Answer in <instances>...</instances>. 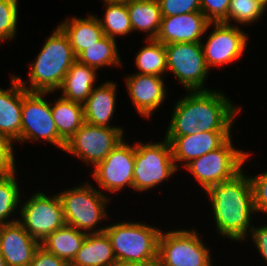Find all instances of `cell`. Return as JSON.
Instances as JSON below:
<instances>
[{
	"label": "cell",
	"mask_w": 267,
	"mask_h": 266,
	"mask_svg": "<svg viewBox=\"0 0 267 266\" xmlns=\"http://www.w3.org/2000/svg\"><path fill=\"white\" fill-rule=\"evenodd\" d=\"M241 108L233 105L225 94L214 90L190 91L178 99L166 136L194 135L207 131H231Z\"/></svg>",
	"instance_id": "1"
},
{
	"label": "cell",
	"mask_w": 267,
	"mask_h": 266,
	"mask_svg": "<svg viewBox=\"0 0 267 266\" xmlns=\"http://www.w3.org/2000/svg\"><path fill=\"white\" fill-rule=\"evenodd\" d=\"M206 194L220 235L237 242L244 240L252 230L251 215L256 212L250 178L242 170L234 178L211 186Z\"/></svg>",
	"instance_id": "2"
},
{
	"label": "cell",
	"mask_w": 267,
	"mask_h": 266,
	"mask_svg": "<svg viewBox=\"0 0 267 266\" xmlns=\"http://www.w3.org/2000/svg\"><path fill=\"white\" fill-rule=\"evenodd\" d=\"M77 60L68 36L57 26L45 41L36 61L30 62L29 81L18 77L28 92H55L72 64ZM28 86V87H27Z\"/></svg>",
	"instance_id": "3"
},
{
	"label": "cell",
	"mask_w": 267,
	"mask_h": 266,
	"mask_svg": "<svg viewBox=\"0 0 267 266\" xmlns=\"http://www.w3.org/2000/svg\"><path fill=\"white\" fill-rule=\"evenodd\" d=\"M117 262L157 265L161 230L138 222L105 227Z\"/></svg>",
	"instance_id": "4"
},
{
	"label": "cell",
	"mask_w": 267,
	"mask_h": 266,
	"mask_svg": "<svg viewBox=\"0 0 267 266\" xmlns=\"http://www.w3.org/2000/svg\"><path fill=\"white\" fill-rule=\"evenodd\" d=\"M58 195L62 203L66 225L86 234L105 231V227L95 230L96 225L108 217L105 206L109 199L101 190L95 189L91 183H84L82 186L66 189Z\"/></svg>",
	"instance_id": "5"
},
{
	"label": "cell",
	"mask_w": 267,
	"mask_h": 266,
	"mask_svg": "<svg viewBox=\"0 0 267 266\" xmlns=\"http://www.w3.org/2000/svg\"><path fill=\"white\" fill-rule=\"evenodd\" d=\"M249 154L233 147L231 137L219 148L195 158L185 165L207 191L211 186L234 178L242 171Z\"/></svg>",
	"instance_id": "6"
},
{
	"label": "cell",
	"mask_w": 267,
	"mask_h": 266,
	"mask_svg": "<svg viewBox=\"0 0 267 266\" xmlns=\"http://www.w3.org/2000/svg\"><path fill=\"white\" fill-rule=\"evenodd\" d=\"M178 172L175 166L170 143H135L133 189L147 191L166 181Z\"/></svg>",
	"instance_id": "7"
},
{
	"label": "cell",
	"mask_w": 267,
	"mask_h": 266,
	"mask_svg": "<svg viewBox=\"0 0 267 266\" xmlns=\"http://www.w3.org/2000/svg\"><path fill=\"white\" fill-rule=\"evenodd\" d=\"M204 245L196 229L161 231L157 266H212L211 249Z\"/></svg>",
	"instance_id": "8"
},
{
	"label": "cell",
	"mask_w": 267,
	"mask_h": 266,
	"mask_svg": "<svg viewBox=\"0 0 267 266\" xmlns=\"http://www.w3.org/2000/svg\"><path fill=\"white\" fill-rule=\"evenodd\" d=\"M46 94L51 92H27L23 96L21 137L18 141L44 139L64 151L66 142L58 134L51 103L43 98Z\"/></svg>",
	"instance_id": "9"
},
{
	"label": "cell",
	"mask_w": 267,
	"mask_h": 266,
	"mask_svg": "<svg viewBox=\"0 0 267 266\" xmlns=\"http://www.w3.org/2000/svg\"><path fill=\"white\" fill-rule=\"evenodd\" d=\"M21 205V219H18V222L40 243L48 235L66 225L58 194L49 197L43 192H36Z\"/></svg>",
	"instance_id": "10"
},
{
	"label": "cell",
	"mask_w": 267,
	"mask_h": 266,
	"mask_svg": "<svg viewBox=\"0 0 267 266\" xmlns=\"http://www.w3.org/2000/svg\"><path fill=\"white\" fill-rule=\"evenodd\" d=\"M167 69L186 91L204 89L210 70L206 64L201 42L166 44Z\"/></svg>",
	"instance_id": "11"
},
{
	"label": "cell",
	"mask_w": 267,
	"mask_h": 266,
	"mask_svg": "<svg viewBox=\"0 0 267 266\" xmlns=\"http://www.w3.org/2000/svg\"><path fill=\"white\" fill-rule=\"evenodd\" d=\"M123 135L122 128H108L85 122L66 142L64 151L95 167L122 142Z\"/></svg>",
	"instance_id": "12"
},
{
	"label": "cell",
	"mask_w": 267,
	"mask_h": 266,
	"mask_svg": "<svg viewBox=\"0 0 267 266\" xmlns=\"http://www.w3.org/2000/svg\"><path fill=\"white\" fill-rule=\"evenodd\" d=\"M135 145L122 140L92 172L99 187L114 193L123 190L126 185L133 188Z\"/></svg>",
	"instance_id": "13"
},
{
	"label": "cell",
	"mask_w": 267,
	"mask_h": 266,
	"mask_svg": "<svg viewBox=\"0 0 267 266\" xmlns=\"http://www.w3.org/2000/svg\"><path fill=\"white\" fill-rule=\"evenodd\" d=\"M214 30L208 35L206 43L201 42L208 68L223 66L243 56L248 36L237 26L222 22L213 23Z\"/></svg>",
	"instance_id": "14"
},
{
	"label": "cell",
	"mask_w": 267,
	"mask_h": 266,
	"mask_svg": "<svg viewBox=\"0 0 267 266\" xmlns=\"http://www.w3.org/2000/svg\"><path fill=\"white\" fill-rule=\"evenodd\" d=\"M212 24L202 12L162 17L155 39L164 45L201 42V37Z\"/></svg>",
	"instance_id": "15"
},
{
	"label": "cell",
	"mask_w": 267,
	"mask_h": 266,
	"mask_svg": "<svg viewBox=\"0 0 267 266\" xmlns=\"http://www.w3.org/2000/svg\"><path fill=\"white\" fill-rule=\"evenodd\" d=\"M231 131H207L199 132L194 135L184 136H165L170 143L172 156L176 168L180 161L183 166L195 158L221 147L230 137Z\"/></svg>",
	"instance_id": "16"
},
{
	"label": "cell",
	"mask_w": 267,
	"mask_h": 266,
	"mask_svg": "<svg viewBox=\"0 0 267 266\" xmlns=\"http://www.w3.org/2000/svg\"><path fill=\"white\" fill-rule=\"evenodd\" d=\"M39 246L18 221L0 225V251L6 266H28Z\"/></svg>",
	"instance_id": "17"
},
{
	"label": "cell",
	"mask_w": 267,
	"mask_h": 266,
	"mask_svg": "<svg viewBox=\"0 0 267 266\" xmlns=\"http://www.w3.org/2000/svg\"><path fill=\"white\" fill-rule=\"evenodd\" d=\"M164 77L158 75L133 74L125 79L127 91L134 107L144 118H150L166 97Z\"/></svg>",
	"instance_id": "18"
},
{
	"label": "cell",
	"mask_w": 267,
	"mask_h": 266,
	"mask_svg": "<svg viewBox=\"0 0 267 266\" xmlns=\"http://www.w3.org/2000/svg\"><path fill=\"white\" fill-rule=\"evenodd\" d=\"M12 86L0 88V135L11 143L21 137L23 96L28 92L18 78L11 76Z\"/></svg>",
	"instance_id": "19"
},
{
	"label": "cell",
	"mask_w": 267,
	"mask_h": 266,
	"mask_svg": "<svg viewBox=\"0 0 267 266\" xmlns=\"http://www.w3.org/2000/svg\"><path fill=\"white\" fill-rule=\"evenodd\" d=\"M116 86V83L106 81L101 86L93 88L83 103L86 123L108 128H120L108 124L116 107Z\"/></svg>",
	"instance_id": "20"
},
{
	"label": "cell",
	"mask_w": 267,
	"mask_h": 266,
	"mask_svg": "<svg viewBox=\"0 0 267 266\" xmlns=\"http://www.w3.org/2000/svg\"><path fill=\"white\" fill-rule=\"evenodd\" d=\"M58 26L68 36L76 57L105 36L97 16L93 14L88 18H68Z\"/></svg>",
	"instance_id": "21"
},
{
	"label": "cell",
	"mask_w": 267,
	"mask_h": 266,
	"mask_svg": "<svg viewBox=\"0 0 267 266\" xmlns=\"http://www.w3.org/2000/svg\"><path fill=\"white\" fill-rule=\"evenodd\" d=\"M117 263L110 239L105 232L87 234L70 266H113Z\"/></svg>",
	"instance_id": "22"
},
{
	"label": "cell",
	"mask_w": 267,
	"mask_h": 266,
	"mask_svg": "<svg viewBox=\"0 0 267 266\" xmlns=\"http://www.w3.org/2000/svg\"><path fill=\"white\" fill-rule=\"evenodd\" d=\"M96 69L76 60L58 88L62 98L83 104L94 88Z\"/></svg>",
	"instance_id": "23"
},
{
	"label": "cell",
	"mask_w": 267,
	"mask_h": 266,
	"mask_svg": "<svg viewBox=\"0 0 267 266\" xmlns=\"http://www.w3.org/2000/svg\"><path fill=\"white\" fill-rule=\"evenodd\" d=\"M133 31L148 33L147 39H155L161 26V11L158 0H126Z\"/></svg>",
	"instance_id": "24"
},
{
	"label": "cell",
	"mask_w": 267,
	"mask_h": 266,
	"mask_svg": "<svg viewBox=\"0 0 267 266\" xmlns=\"http://www.w3.org/2000/svg\"><path fill=\"white\" fill-rule=\"evenodd\" d=\"M86 235L85 232L64 225L48 235L40 245L70 264L81 249Z\"/></svg>",
	"instance_id": "25"
},
{
	"label": "cell",
	"mask_w": 267,
	"mask_h": 266,
	"mask_svg": "<svg viewBox=\"0 0 267 266\" xmlns=\"http://www.w3.org/2000/svg\"><path fill=\"white\" fill-rule=\"evenodd\" d=\"M51 104L52 116L59 136L67 142L85 123L83 104L59 97Z\"/></svg>",
	"instance_id": "26"
},
{
	"label": "cell",
	"mask_w": 267,
	"mask_h": 266,
	"mask_svg": "<svg viewBox=\"0 0 267 266\" xmlns=\"http://www.w3.org/2000/svg\"><path fill=\"white\" fill-rule=\"evenodd\" d=\"M77 60L96 70L104 66L121 65L116 39L104 36L101 40L82 51Z\"/></svg>",
	"instance_id": "27"
},
{
	"label": "cell",
	"mask_w": 267,
	"mask_h": 266,
	"mask_svg": "<svg viewBox=\"0 0 267 266\" xmlns=\"http://www.w3.org/2000/svg\"><path fill=\"white\" fill-rule=\"evenodd\" d=\"M106 5L104 18H98L104 34L112 39L117 35H128L132 27L126 0L103 1Z\"/></svg>",
	"instance_id": "28"
},
{
	"label": "cell",
	"mask_w": 267,
	"mask_h": 266,
	"mask_svg": "<svg viewBox=\"0 0 267 266\" xmlns=\"http://www.w3.org/2000/svg\"><path fill=\"white\" fill-rule=\"evenodd\" d=\"M147 45L141 48L135 58L139 72L137 74L158 75L161 77L167 72L165 45L156 39H147Z\"/></svg>",
	"instance_id": "29"
},
{
	"label": "cell",
	"mask_w": 267,
	"mask_h": 266,
	"mask_svg": "<svg viewBox=\"0 0 267 266\" xmlns=\"http://www.w3.org/2000/svg\"><path fill=\"white\" fill-rule=\"evenodd\" d=\"M16 170L12 173L0 177V225L15 223L16 218L8 219L12 216V212L16 211L20 205V190L16 181ZM7 221V222H6Z\"/></svg>",
	"instance_id": "30"
},
{
	"label": "cell",
	"mask_w": 267,
	"mask_h": 266,
	"mask_svg": "<svg viewBox=\"0 0 267 266\" xmlns=\"http://www.w3.org/2000/svg\"><path fill=\"white\" fill-rule=\"evenodd\" d=\"M266 9L257 0H230L227 18L222 22L230 25L234 20L238 24H250L259 20Z\"/></svg>",
	"instance_id": "31"
},
{
	"label": "cell",
	"mask_w": 267,
	"mask_h": 266,
	"mask_svg": "<svg viewBox=\"0 0 267 266\" xmlns=\"http://www.w3.org/2000/svg\"><path fill=\"white\" fill-rule=\"evenodd\" d=\"M18 0H0V42L14 39L18 22Z\"/></svg>",
	"instance_id": "32"
},
{
	"label": "cell",
	"mask_w": 267,
	"mask_h": 266,
	"mask_svg": "<svg viewBox=\"0 0 267 266\" xmlns=\"http://www.w3.org/2000/svg\"><path fill=\"white\" fill-rule=\"evenodd\" d=\"M162 17L201 12V0H158Z\"/></svg>",
	"instance_id": "33"
},
{
	"label": "cell",
	"mask_w": 267,
	"mask_h": 266,
	"mask_svg": "<svg viewBox=\"0 0 267 266\" xmlns=\"http://www.w3.org/2000/svg\"><path fill=\"white\" fill-rule=\"evenodd\" d=\"M230 0H201V12L211 23L223 22L227 18Z\"/></svg>",
	"instance_id": "34"
},
{
	"label": "cell",
	"mask_w": 267,
	"mask_h": 266,
	"mask_svg": "<svg viewBox=\"0 0 267 266\" xmlns=\"http://www.w3.org/2000/svg\"><path fill=\"white\" fill-rule=\"evenodd\" d=\"M255 211L267 213V171L250 177Z\"/></svg>",
	"instance_id": "35"
},
{
	"label": "cell",
	"mask_w": 267,
	"mask_h": 266,
	"mask_svg": "<svg viewBox=\"0 0 267 266\" xmlns=\"http://www.w3.org/2000/svg\"><path fill=\"white\" fill-rule=\"evenodd\" d=\"M13 143L0 135V177L12 173L16 167Z\"/></svg>",
	"instance_id": "36"
},
{
	"label": "cell",
	"mask_w": 267,
	"mask_h": 266,
	"mask_svg": "<svg viewBox=\"0 0 267 266\" xmlns=\"http://www.w3.org/2000/svg\"><path fill=\"white\" fill-rule=\"evenodd\" d=\"M28 266H70V264L40 245L34 253L32 262Z\"/></svg>",
	"instance_id": "37"
},
{
	"label": "cell",
	"mask_w": 267,
	"mask_h": 266,
	"mask_svg": "<svg viewBox=\"0 0 267 266\" xmlns=\"http://www.w3.org/2000/svg\"><path fill=\"white\" fill-rule=\"evenodd\" d=\"M250 235L253 238L252 240L256 245V249L267 263V225L259 226L257 228L252 226Z\"/></svg>",
	"instance_id": "38"
},
{
	"label": "cell",
	"mask_w": 267,
	"mask_h": 266,
	"mask_svg": "<svg viewBox=\"0 0 267 266\" xmlns=\"http://www.w3.org/2000/svg\"><path fill=\"white\" fill-rule=\"evenodd\" d=\"M113 266H154V265L130 264V263L117 262V263H115Z\"/></svg>",
	"instance_id": "39"
},
{
	"label": "cell",
	"mask_w": 267,
	"mask_h": 266,
	"mask_svg": "<svg viewBox=\"0 0 267 266\" xmlns=\"http://www.w3.org/2000/svg\"><path fill=\"white\" fill-rule=\"evenodd\" d=\"M0 266H6L5 259L0 251Z\"/></svg>",
	"instance_id": "40"
},
{
	"label": "cell",
	"mask_w": 267,
	"mask_h": 266,
	"mask_svg": "<svg viewBox=\"0 0 267 266\" xmlns=\"http://www.w3.org/2000/svg\"><path fill=\"white\" fill-rule=\"evenodd\" d=\"M265 9L267 7V0H257Z\"/></svg>",
	"instance_id": "41"
}]
</instances>
